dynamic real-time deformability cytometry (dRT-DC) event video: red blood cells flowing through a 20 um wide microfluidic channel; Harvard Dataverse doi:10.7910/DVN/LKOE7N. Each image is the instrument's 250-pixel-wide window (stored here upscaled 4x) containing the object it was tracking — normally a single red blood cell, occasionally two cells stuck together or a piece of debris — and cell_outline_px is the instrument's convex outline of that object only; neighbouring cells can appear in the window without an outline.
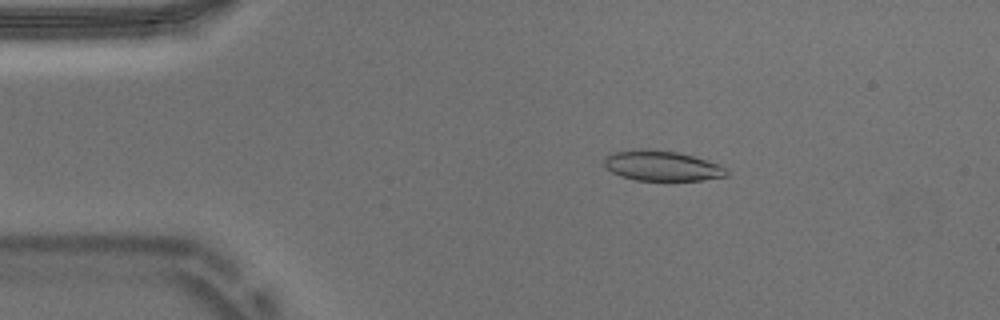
{"species": "Egyptian fruit bat (a non-hibernating species)", "species_latin": "Rousettus aegyptiacus", "temperature_condition": "warm", "stored_images_in_passage": 52, "camera_frame_rate_fps": 3000, "um_per_image_px": 0.085, "animal": {"sex": "male"}, "frame": {"image": 1, "passage_image": 8, "time_ms": 2.333, "image_size_px": [1000, 320], "cell_outline_px": [[728, 176], [700, 180], [636, 180], [620, 176], [604, 168], [604, 160], [612, 152], [640, 148], [648, 148], [676, 152], [692, 156], [720, 164], [728, 172]], "centroid_in_image_um": [56.23, 14.08], "position_along_channel_um": 28.8, "area_um2": 21.56}}
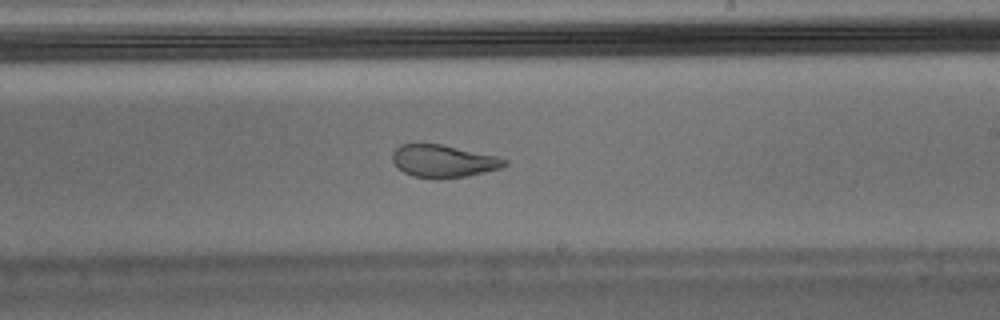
{"frame": {"image": 2, "passage_image": 30, "time_ms": 9.667, "image_size_px": [1000, 320], "cell_outline_px": [[508, 164], [500, 168], [468, 176], [412, 176], [396, 168], [392, 160], [392, 152], [400, 144], [440, 144], [496, 156], [508, 160]], "centroid_in_image_um": [37.66, 13.66], "position_along_channel_um": 251.3, "area_um2": 20.63}}
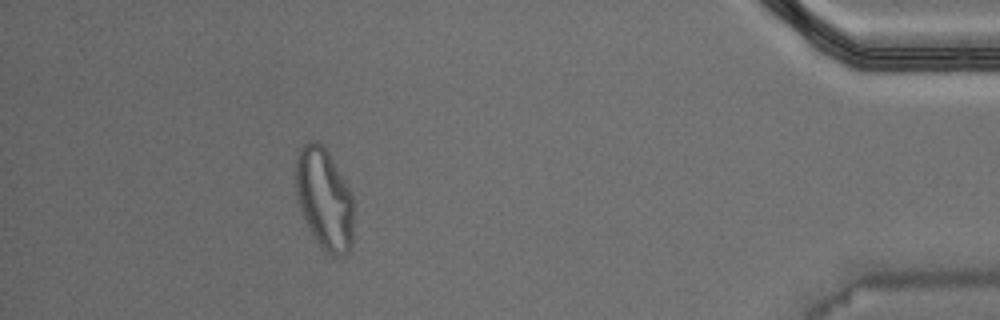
{"frame": {"image": 3, "passage_image": 47, "time_ms": 15.333, "image_size_px": [1000, 320], "cell_outline_px": [[352, 248], [344, 256], [332, 256], [316, 240], [300, 208], [296, 196], [296, 148], [308, 140], [320, 140], [324, 144], [348, 188], [352, 196]], "centroid_in_image_um": [27.54, 16.83], "position_along_channel_um": 407.7, "area_um2": 34.1}, "authors_computed_cell_mechanics": {"area_um2": 22.4264, "velocity_mm_per_s": 3.7136, "shape_relaxation_time_tau1_ms": null, "shape_relaxation_time_tau2_ms": 1.2974, "deformation_change_tau1": null, "deformation_change_tau2": 0.0779}}